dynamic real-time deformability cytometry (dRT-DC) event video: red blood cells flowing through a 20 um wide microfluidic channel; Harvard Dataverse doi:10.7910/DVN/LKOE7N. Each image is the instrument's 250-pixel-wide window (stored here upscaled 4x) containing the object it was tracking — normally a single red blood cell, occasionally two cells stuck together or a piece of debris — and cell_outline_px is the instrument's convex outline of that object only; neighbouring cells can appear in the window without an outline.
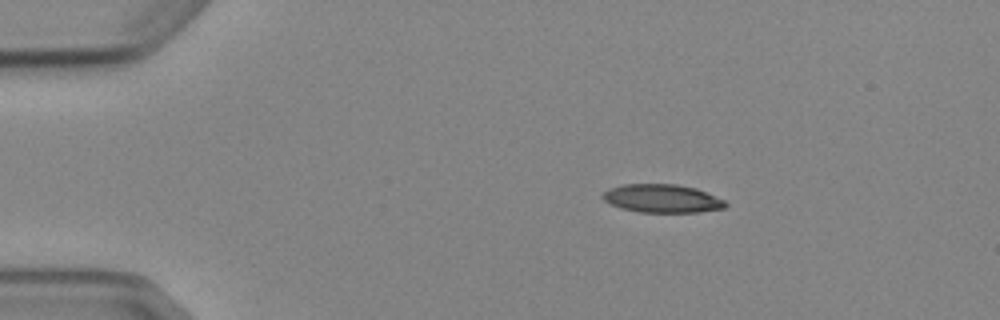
{"species": "Egyptian fruit bat (a non-hibernating species)", "species_latin": "Rousettus aegyptiacus", "temperature_condition": "cold", "stored_images_in_passage": 3, "camera_frame_rate_fps": 3000, "um_per_image_px": 0.085, "animal": {"sex": "female"}, "frame": {"image": 1, "passage_image": 1, "time_ms": 0.0, "image_size_px": [1000, 320], "cell_outline_px": [[728, 204], [724, 208], [700, 212], [640, 212], [620, 208], [604, 200], [600, 196], [608, 188], [624, 184], [676, 184], [696, 188], [724, 200]], "centroid_in_image_um": [56.26, 16.87], "position_along_channel_um": 28.7, "area_um2": 20.23}}
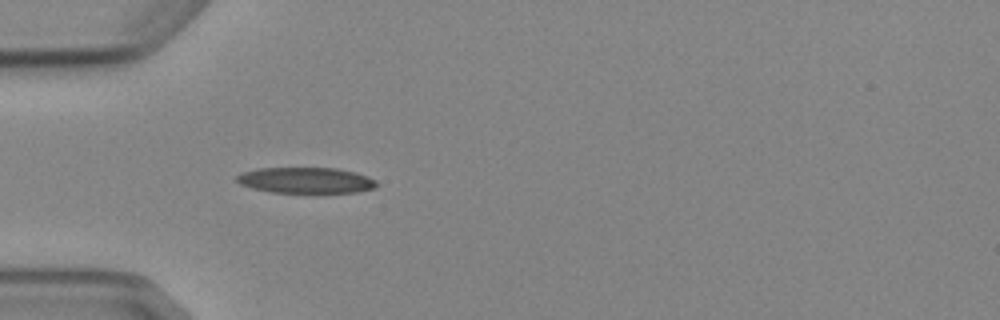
{"frame": {"image": 2, "passage_image": 3, "time_ms": 2.333, "image_size_px": [1000, 320], "cell_outline_px": [[376, 188], [356, 192], [272, 192], [252, 188], [240, 184], [236, 180], [236, 176], [240, 172], [256, 168], [336, 168], [356, 172], [368, 176], [376, 180]], "centroid_in_image_um": [25.98, 15.31], "position_along_channel_um": 59.0, "area_um2": 21.1}}